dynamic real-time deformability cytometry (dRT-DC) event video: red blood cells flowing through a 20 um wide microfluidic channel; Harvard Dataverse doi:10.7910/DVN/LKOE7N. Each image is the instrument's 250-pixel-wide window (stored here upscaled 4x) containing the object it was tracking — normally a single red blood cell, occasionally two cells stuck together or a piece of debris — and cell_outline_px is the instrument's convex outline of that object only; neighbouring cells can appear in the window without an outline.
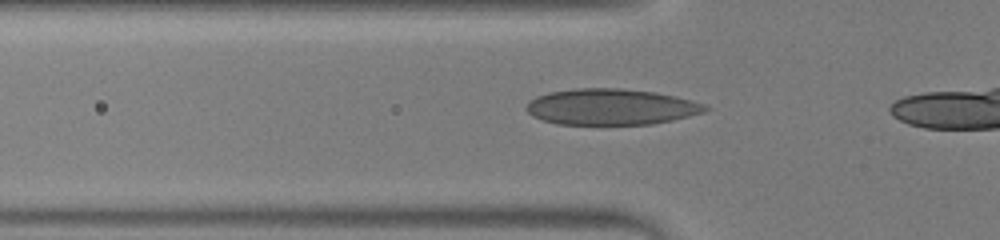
{"species": "human", "species_latin": "Homo sapiens", "temperature_condition": "warm", "stored_images_in_passage": 12, "camera_frame_rate_fps": 3000, "um_per_image_px": 0.085, "donor": {"sex": "male"}, "frame": {"image": 1, "passage_image": 4, "time_ms": 1.0, "image_size_px": [1000, 240], "cell_outline_px": [[712, 108], [704, 112], [672, 120], [652, 124], [556, 124], [532, 116], [524, 108], [536, 96], [548, 92], [576, 88], [620, 88], [656, 92], [676, 96], [692, 100], [704, 104]], "centroid_in_image_um": [51.95, 9.07], "position_along_channel_um": 73.8, "area_um2": 37.63}}
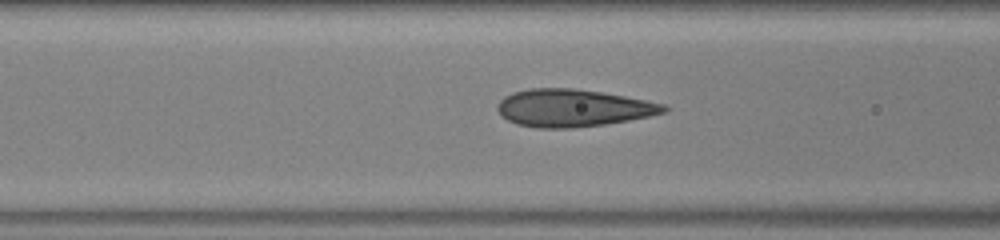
{"frame": {"image": 2, "passage_image": 7, "time_ms": 2.0, "image_size_px": [1000, 240], "cell_outline_px": [[668, 112], [628, 120], [604, 124], [572, 128], [536, 128], [516, 124], [508, 120], [496, 108], [500, 100], [504, 96], [512, 92], [528, 88], [572, 88], [600, 92], [624, 96], [664, 104], [668, 108]], "centroid_in_image_um": [48.67, 9.18], "position_along_channel_um": 117.9, "area_um2": 36.13}}
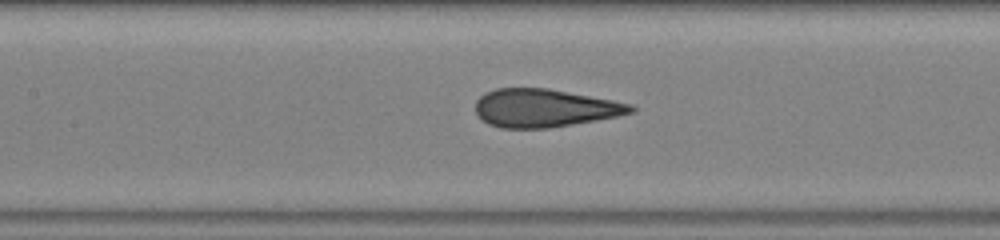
{"frame": {"image": 3, "passage_image": 10, "time_ms": 3.0, "image_size_px": [1000, 240], "cell_outline_px": [[636, 112], [596, 120], [548, 128], [500, 128], [488, 124], [476, 112], [476, 100], [484, 92], [496, 88], [548, 88], [612, 100], [632, 104], [636, 108]], "centroid_in_image_um": [46.28, 9.18], "position_along_channel_um": 161.1, "area_um2": 34.39}}